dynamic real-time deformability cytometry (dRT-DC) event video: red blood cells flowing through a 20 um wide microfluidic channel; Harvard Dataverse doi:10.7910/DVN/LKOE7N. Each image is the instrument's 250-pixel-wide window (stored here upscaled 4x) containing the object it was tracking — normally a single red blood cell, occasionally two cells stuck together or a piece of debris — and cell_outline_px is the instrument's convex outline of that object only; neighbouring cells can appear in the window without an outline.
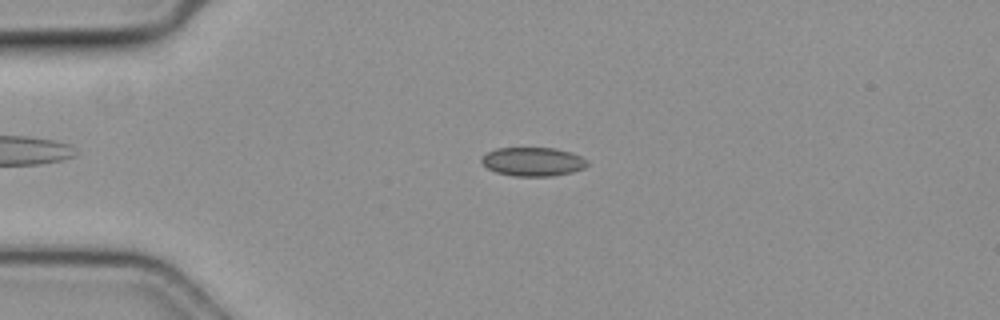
{"species": "common noctule bat (a hibernating species)", "species_latin": "Nyctalus noctula", "temperature_condition": "cold", "stored_images_in_passage": 9, "camera_frame_rate_fps": 3000, "um_per_image_px": 0.085, "animal": {"sex": "female", "body_mass_g": 19.3, "forearm_length_mm": 54.1}, "frame": {"image": 1, "passage_image": 3, "time_ms": 0.667, "image_size_px": [1000, 320], "cell_outline_px": [[588, 164], [584, 168], [572, 172], [552, 176], [512, 176], [496, 172], [488, 168], [480, 160], [488, 152], [496, 148], [556, 148], [580, 156], [588, 160]], "centroid_in_image_um": [45.31, 13.75], "position_along_channel_um": 39.7, "area_um2": 17.63}}
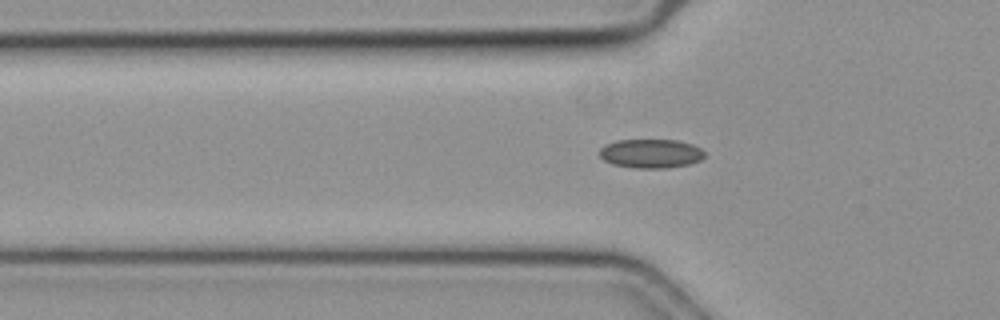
{"frame": {"image": 2, "passage_image": 8, "time_ms": 2.333, "image_size_px": [1000, 320], "cell_outline_px": [[704, 156], [700, 160], [688, 164], [664, 168], [636, 168], [612, 164], [604, 160], [600, 156], [600, 148], [616, 140], [676, 140], [692, 144], [700, 148], [704, 152]], "centroid_in_image_um": [55.31, 13.05], "position_along_channel_um": 70.5, "area_um2": 17.57}}